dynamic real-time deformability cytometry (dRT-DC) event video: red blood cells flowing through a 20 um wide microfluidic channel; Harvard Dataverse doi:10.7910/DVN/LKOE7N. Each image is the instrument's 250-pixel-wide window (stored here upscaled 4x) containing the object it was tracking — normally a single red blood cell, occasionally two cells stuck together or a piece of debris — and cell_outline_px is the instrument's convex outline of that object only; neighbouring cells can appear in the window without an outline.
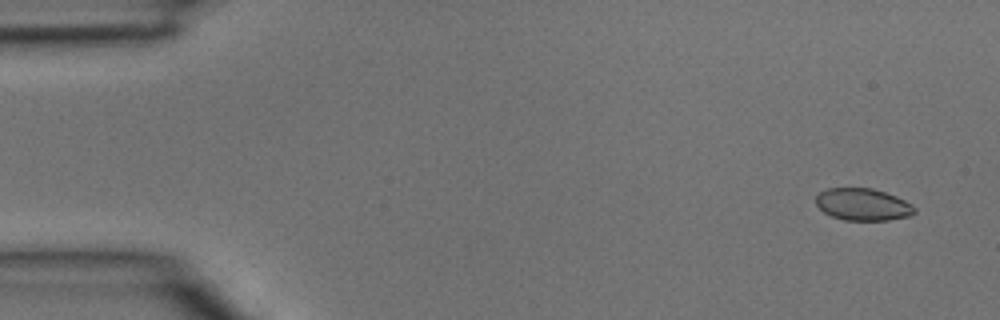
{"species": "common noctule bat (a hibernating species)", "species_latin": "Nyctalus noctula", "temperature_condition": "room temperature", "stored_images_in_passage": 5, "camera_frame_rate_fps": 3000, "um_per_image_px": 0.085, "animal": {"sex": "male", "body_mass_g": 15.6}, "frame": {"image": 1, "passage_image": 1, "time_ms": 0.0, "image_size_px": [1000, 320], "cell_outline_px": [[916, 212], [908, 216], [888, 220], [844, 220], [832, 216], [824, 212], [816, 204], [816, 196], [820, 192], [828, 188], [872, 188], [896, 196], [912, 204], [916, 208]], "centroid_in_image_um": [73.35, 17.38], "position_along_channel_um": 11.7, "area_um2": 18.38}}
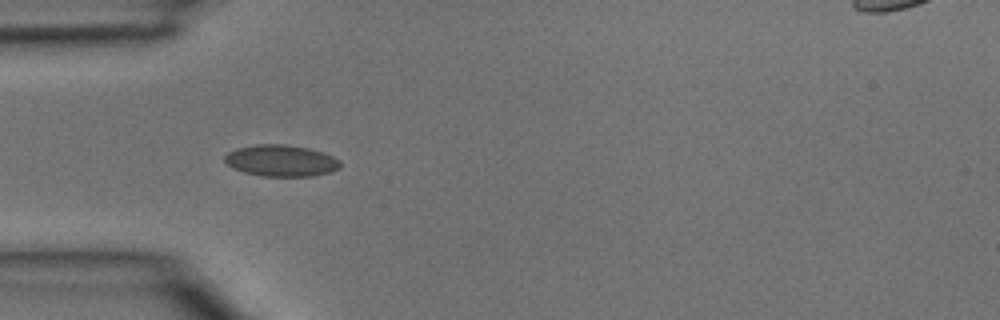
{"frame": {"image": 2, "passage_image": 4, "time_ms": 1.0, "image_size_px": [1000, 320], "cell_outline_px": [[340, 168], [332, 172], [312, 176], [260, 176], [244, 172], [232, 168], [224, 160], [224, 156], [228, 152], [236, 148], [256, 144], [280, 144], [308, 148], [324, 152], [340, 160]], "centroid_in_image_um": [23.89, 13.66], "position_along_channel_um": 61.1, "area_um2": 21.33}}
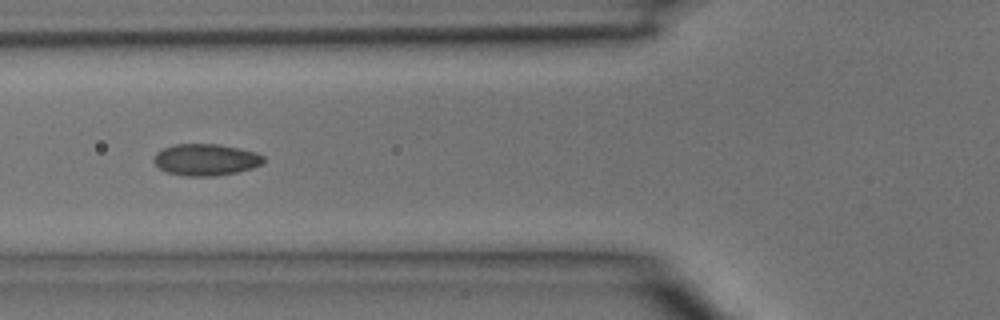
{"frame": {"image": 3, "passage_image": 5, "time_ms": 1.333, "image_size_px": [1000, 320], "cell_outline_px": [[264, 164], [252, 168], [236, 172], [216, 176], [184, 176], [168, 172], [160, 168], [152, 160], [156, 152], [164, 148], [176, 144], [220, 144], [240, 148], [256, 152], [264, 156]], "centroid_in_image_um": [17.52, 13.57], "position_along_channel_um": 108.3, "area_um2": 20.35}}